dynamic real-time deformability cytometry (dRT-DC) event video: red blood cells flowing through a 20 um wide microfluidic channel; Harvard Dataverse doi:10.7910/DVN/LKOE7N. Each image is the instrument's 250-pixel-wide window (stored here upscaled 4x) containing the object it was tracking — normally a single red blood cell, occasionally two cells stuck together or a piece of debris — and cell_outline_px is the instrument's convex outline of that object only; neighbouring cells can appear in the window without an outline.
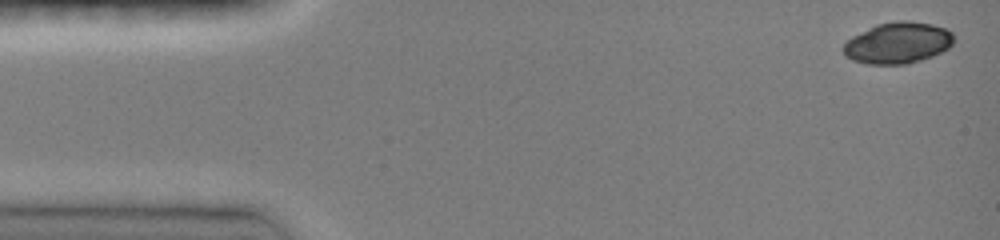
{"species": "common noctule bat (a hibernating species)", "species_latin": "Nyctalus noctula", "temperature_condition": "room temperature", "stored_images_in_passage": 31, "camera_frame_rate_fps": 3000, "um_per_image_px": 0.085, "animal": {"sex": "female", "body_mass_g": 19.0, "forearm_length_mm": 51.5}, "frame": {"image": 1, "passage_image": 1, "time_ms": 0.0, "image_size_px": [1000, 240], "cell_outline_px": [[952, 44], [948, 48], [932, 56], [908, 64], [868, 64], [852, 60], [844, 56], [840, 48], [852, 36], [876, 24], [896, 20], [908, 20], [932, 24], [948, 28], [952, 32]], "centroid_in_image_um": [76.28, 3.64], "position_along_channel_um": 8.7, "area_um2": 26.82}}
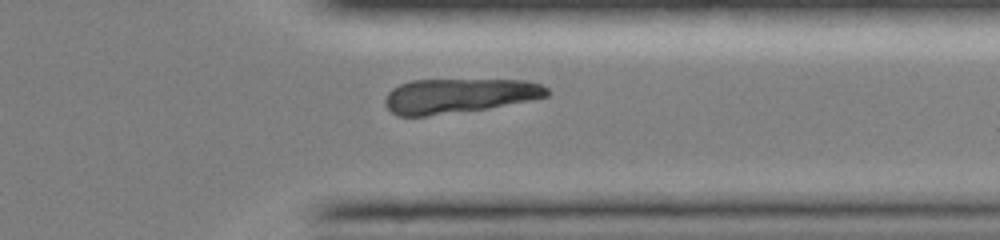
{"frame": {"image": 2, "passage_image": 25, "time_ms": 11.667, "image_size_px": [1000, 240], "cell_outline_px": [[548, 96], [532, 100], [488, 108], [424, 116], [396, 116], [384, 104], [384, 100], [388, 92], [392, 88], [400, 84], [412, 80], [524, 80], [540, 84], [548, 88]], "centroid_in_image_um": [38.98, 8.14], "position_along_channel_um": 372.4, "area_um2": 32.54}}
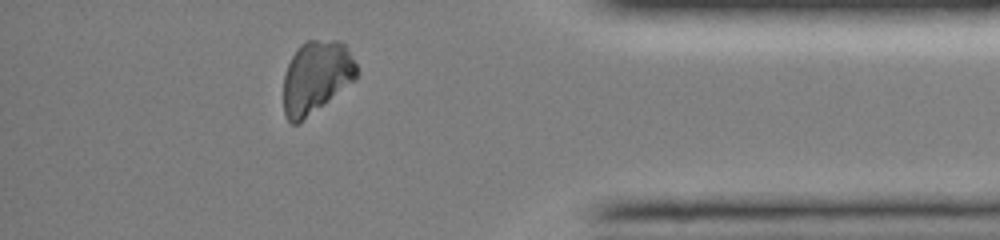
{"frame": {"image": 3, "passage_image": 28, "time_ms": 13.0, "image_size_px": [1000, 240], "cell_outline_px": [[356, 80], [296, 124], [292, 124], [288, 120], [284, 112], [284, 76], [288, 64], [296, 48], [300, 44], [308, 40], [336, 40], [344, 44], [348, 48], [356, 64]], "centroid_in_image_um": [26.87, 6.51], "position_along_channel_um": 408.3, "area_um2": 30.58}}